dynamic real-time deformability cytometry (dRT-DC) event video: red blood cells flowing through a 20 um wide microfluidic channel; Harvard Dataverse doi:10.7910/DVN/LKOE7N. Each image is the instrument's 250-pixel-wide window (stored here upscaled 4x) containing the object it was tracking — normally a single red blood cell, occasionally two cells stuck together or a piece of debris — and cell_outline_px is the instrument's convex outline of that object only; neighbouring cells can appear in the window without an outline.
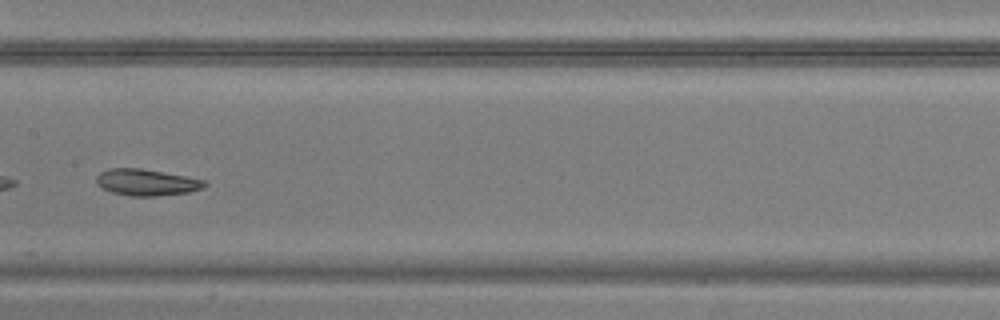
{"species": "common noctule bat (a hibernating species)", "species_latin": "Nyctalus noctula", "temperature_condition": "warm", "stored_images_in_passage": 32, "camera_frame_rate_fps": 3000, "um_per_image_px": 0.085, "animal": {"sex": "male", "body_mass_g": 20.5, "forearm_length_mm": 52.5}, "frame": {"image": 1, "passage_image": 10, "time_ms": 3.0, "image_size_px": [1000, 320], "cell_outline_px": [[208, 184], [204, 188], [188, 192], [156, 196], [128, 196], [112, 192], [104, 188], [96, 180], [96, 176], [100, 172], [108, 168], [140, 168], [184, 176], [204, 180]], "centroid_in_image_um": [12.46, 15.5], "position_along_channel_um": 194.9, "area_um2": 16.53}}
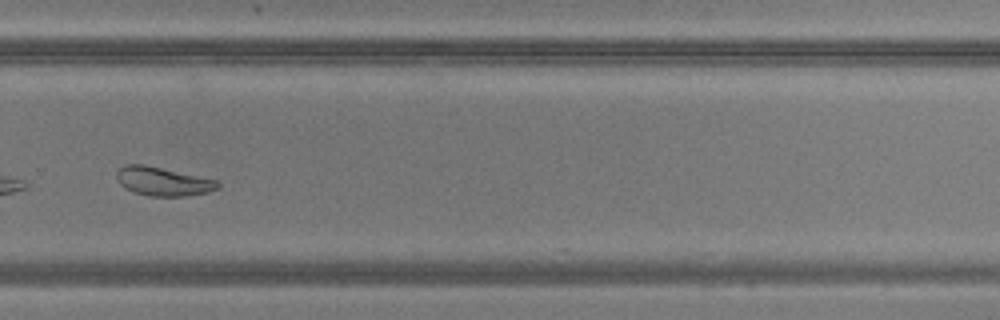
{"frame": {"image": 2, "passage_image": 19, "time_ms": 6.0, "image_size_px": [1000, 320], "cell_outline_px": [[220, 188], [208, 192], [184, 196], [148, 196], [132, 192], [124, 188], [120, 184], [116, 176], [116, 172], [124, 164], [144, 164], [216, 180], [220, 184]], "centroid_in_image_um": [13.82, 15.42], "position_along_channel_um": 316.0, "area_um2": 16.94}}